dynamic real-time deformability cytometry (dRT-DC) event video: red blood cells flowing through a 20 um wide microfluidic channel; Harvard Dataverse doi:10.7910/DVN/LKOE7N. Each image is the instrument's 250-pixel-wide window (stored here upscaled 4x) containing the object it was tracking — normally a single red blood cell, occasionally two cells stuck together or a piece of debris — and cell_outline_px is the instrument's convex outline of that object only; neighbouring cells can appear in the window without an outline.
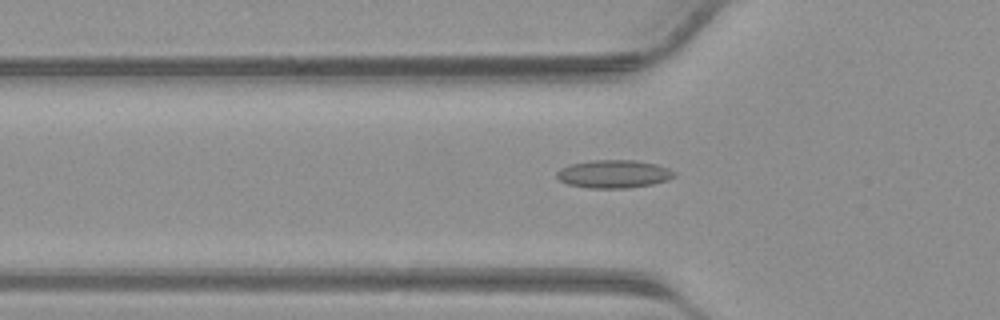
{"species": "common noctule bat (a hibernating species)", "species_latin": "Nyctalus noctula", "temperature_condition": "warm", "stored_images_in_passage": 31, "camera_frame_rate_fps": 3000, "um_per_image_px": 0.085, "animal": {"sex": "male", "body_mass_g": 23.1, "forearm_length_mm": 52.7}, "frame": {"image": 1, "passage_image": 4, "time_ms": 1.0, "image_size_px": [1000, 320], "cell_outline_px": [[676, 176], [668, 180], [652, 184], [628, 188], [588, 188], [568, 184], [560, 180], [556, 176], [556, 172], [560, 168], [568, 164], [592, 160], [636, 160], [656, 164], [668, 168], [676, 172]], "centroid_in_image_um": [52.17, 14.78], "position_along_channel_um": 73.6, "area_um2": 19.36}}
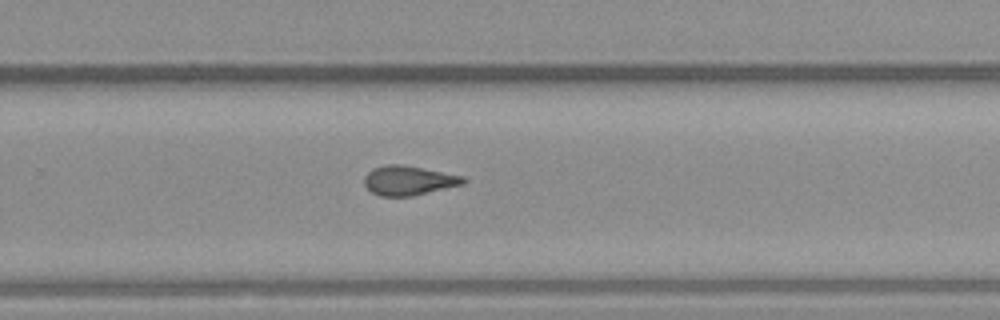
{"frame": {"image": 2, "passage_image": 17, "time_ms": 5.333, "image_size_px": [1000, 320], "cell_outline_px": [[468, 180], [464, 184], [412, 196], [380, 196], [372, 192], [364, 184], [364, 176], [372, 168], [384, 164], [404, 164], [464, 176]], "centroid_in_image_um": [34.74, 15.32], "position_along_channel_um": 295.1, "area_um2": 17.17}}
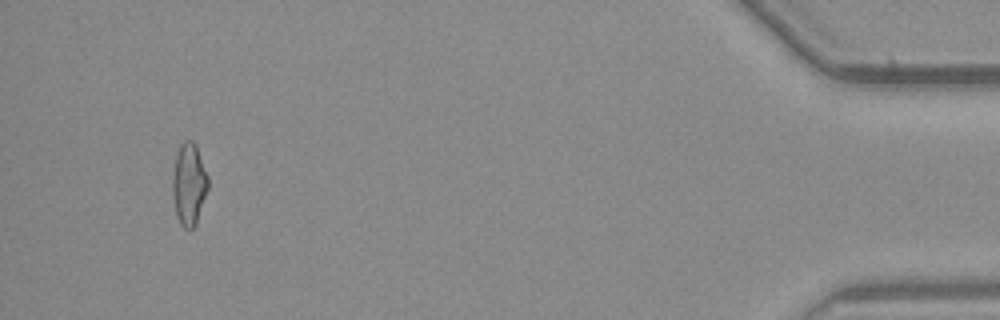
{"frame": {"image": 3, "passage_image": 29, "time_ms": 9.333, "image_size_px": [1000, 320], "cell_outline_px": [[208, 188], [196, 224], [192, 228], [184, 228], [180, 224], [176, 216], [172, 196], [172, 176], [176, 156], [180, 144], [184, 140], [192, 140], [196, 144], [208, 176]], "centroid_in_image_um": [16.05, 15.65], "position_along_channel_um": 419.1, "area_um2": 17.11}}